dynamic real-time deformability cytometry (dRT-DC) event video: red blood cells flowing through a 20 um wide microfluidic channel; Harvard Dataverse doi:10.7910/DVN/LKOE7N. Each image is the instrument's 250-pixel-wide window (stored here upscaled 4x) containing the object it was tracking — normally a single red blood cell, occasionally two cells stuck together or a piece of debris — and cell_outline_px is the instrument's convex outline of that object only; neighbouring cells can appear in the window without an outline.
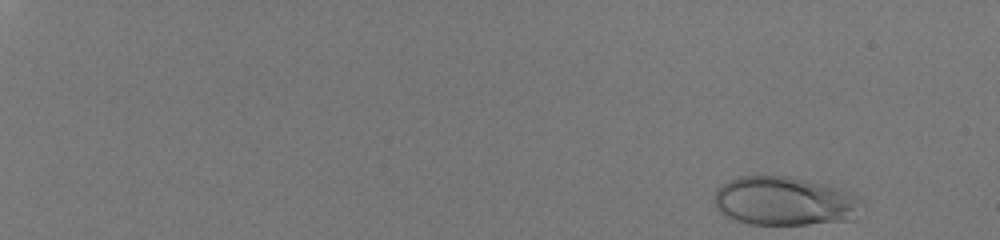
{"species": "human", "species_latin": "Homo sapiens", "temperature_condition": "room temperature", "stored_images_in_passage": 45, "camera_frame_rate_fps": 3000, "um_per_image_px": 0.085, "donor": {"sex": "male"}, "frame": {"image": 1, "passage_image": 1, "time_ms": 0.0, "image_size_px": [1000, 240], "cell_outline_px": [[860, 200], [852, 220], [808, 224], [748, 224], [724, 216], [716, 208], [712, 200], [716, 188], [728, 180], [740, 176], [788, 176], [828, 184], [856, 192]], "centroid_in_image_um": [66.63, 17.08], "position_along_channel_um": 18.4, "area_um2": 42.37}}
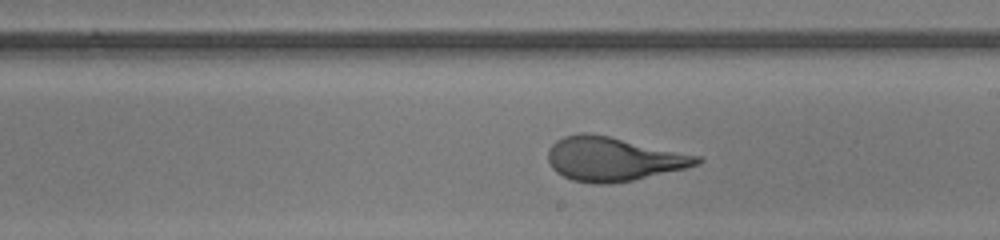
{"frame": {"image": 2, "passage_image": 33, "time_ms": 10.667, "image_size_px": [1000, 240], "cell_outline_px": [[704, 160], [700, 164], [684, 168], [632, 180], [612, 184], [596, 184], [572, 180], [556, 172], [552, 168], [548, 160], [548, 148], [556, 140], [564, 136], [580, 132], [588, 132], [608, 136], [700, 156]], "centroid_in_image_um": [52.08, 13.51], "position_along_channel_um": 236.9, "area_um2": 37.97}}
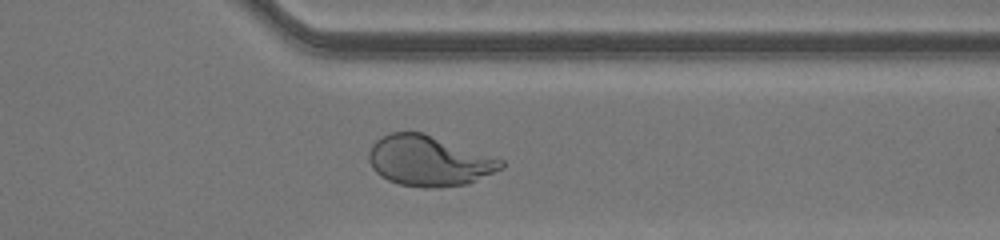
{"frame": {"image": 3, "passage_image": 43, "time_ms": 14.0, "image_size_px": [1000, 240], "cell_outline_px": [[504, 168], [468, 184], [436, 188], [424, 188], [400, 184], [388, 180], [380, 176], [372, 168], [368, 160], [368, 152], [372, 144], [376, 140], [392, 132], [420, 132], [504, 160]], "centroid_in_image_um": [36.44, 13.69], "position_along_channel_um": 375.0, "area_um2": 38.67}, "authors_computed_cell_mechanics": {"area_um2": 38.148, "velocity_mm_per_s": 4.1169, "shape_relaxation_time_tau1_ms": 5.0924, "shape_relaxation_time_tau2_ms": null, "deformation_change_tau1": 0.2526, "deformation_change_tau2": null}}